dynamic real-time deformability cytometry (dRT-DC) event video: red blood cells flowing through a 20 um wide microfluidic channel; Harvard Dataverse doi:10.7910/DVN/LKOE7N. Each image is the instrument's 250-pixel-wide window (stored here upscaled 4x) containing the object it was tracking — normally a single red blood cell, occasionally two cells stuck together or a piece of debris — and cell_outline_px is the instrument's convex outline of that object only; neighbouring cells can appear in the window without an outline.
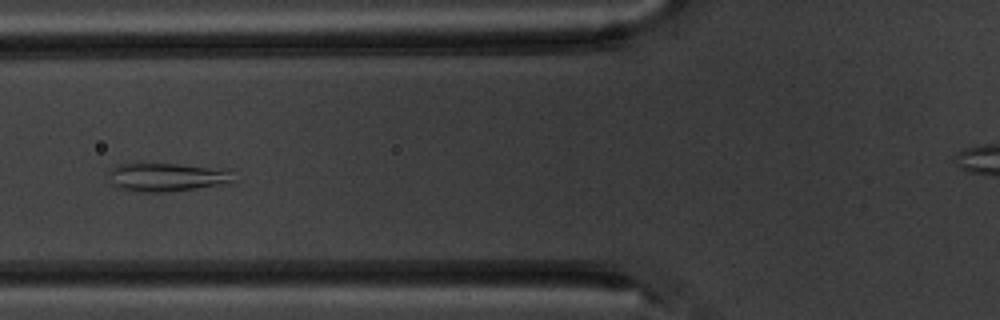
{"species": "common noctule bat (a hibernating species)", "species_latin": "Nyctalus noctula", "temperature_condition": "warm", "stored_images_in_passage": 8, "camera_frame_rate_fps": 3000, "um_per_image_px": 0.085, "animal": {"sex": "male", "body_mass_g": 20.1, "forearm_length_mm": 53.5}, "frame": {"image": 1, "passage_image": 6, "time_ms": 5.667, "image_size_px": [1000, 320], "cell_outline_px": [[236, 184], [164, 192], [140, 192], [116, 188], [112, 184], [108, 172], [116, 164], [176, 164], [232, 168]], "centroid_in_image_um": [14.33, 15.06], "position_along_channel_um": 111.5, "area_um2": 21.5}}